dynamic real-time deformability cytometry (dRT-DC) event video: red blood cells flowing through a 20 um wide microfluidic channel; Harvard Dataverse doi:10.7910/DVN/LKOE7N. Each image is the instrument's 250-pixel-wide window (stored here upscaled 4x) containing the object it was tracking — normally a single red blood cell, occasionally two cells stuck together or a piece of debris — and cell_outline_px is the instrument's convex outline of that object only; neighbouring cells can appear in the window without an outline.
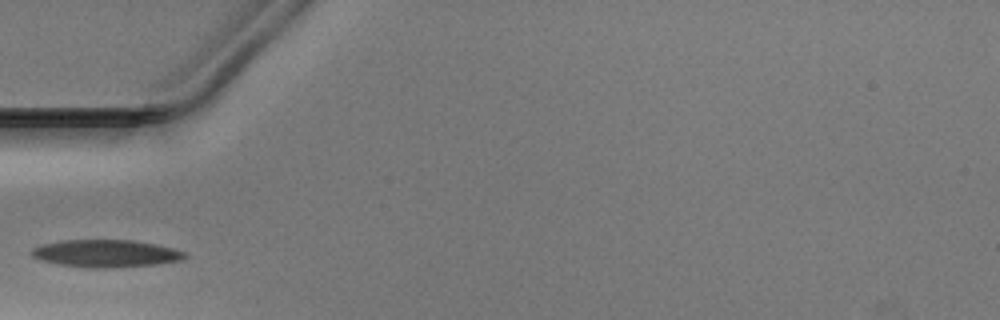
{"species": "Egyptian fruit bat (a non-hibernating species)", "species_latin": "Rousettus aegyptiacus", "temperature_condition": "warm", "stored_images_in_passage": 24, "camera_frame_rate_fps": 3000, "um_per_image_px": 0.085, "animal": {"sex": "male"}, "frame": {"image": 1, "passage_image": 1, "time_ms": 0.0, "image_size_px": [1000, 320], "cell_outline_px": [[188, 256], [184, 260], [156, 264], [120, 268], [92, 268], [60, 264], [40, 260], [32, 256], [28, 252], [32, 248], [44, 244], [64, 240], [132, 240], [156, 244], [172, 248], [184, 252]], "centroid_in_image_um": [9.02, 21.55], "position_along_channel_um": 76.0, "area_um2": 24.62}}
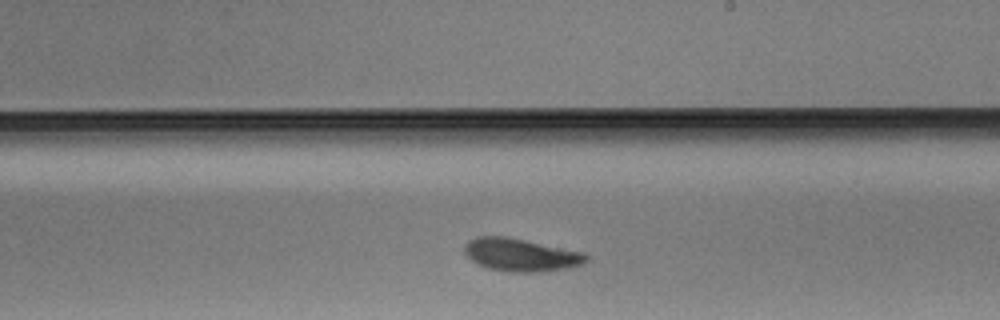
{"frame": {"image": 2, "passage_image": 14, "time_ms": 4.333, "image_size_px": [1000, 320], "cell_outline_px": [[588, 260], [580, 264], [568, 268], [540, 272], [512, 272], [488, 268], [472, 260], [464, 252], [464, 244], [468, 240], [476, 236], [508, 236], [584, 252], [588, 256]], "centroid_in_image_um": [44.27, 21.65], "position_along_channel_um": 244.7, "area_um2": 23.35}}
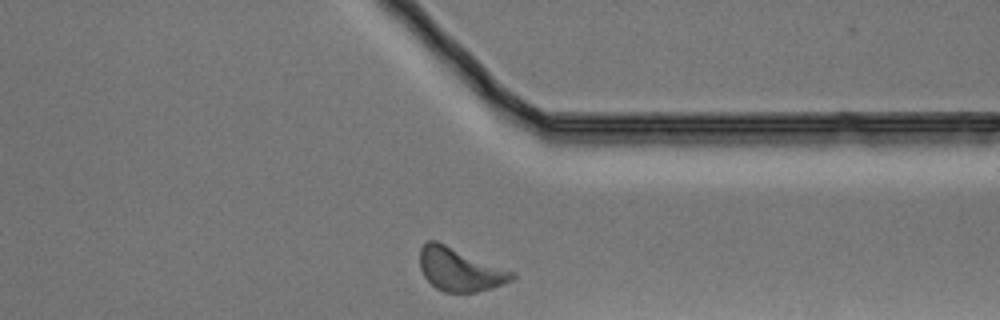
{"frame": {"image": 3, "passage_image": 24, "time_ms": 7.667, "image_size_px": [1000, 320], "cell_outline_px": [[516, 276], [512, 280], [492, 288], [476, 292], [444, 292], [436, 288], [424, 276], [420, 268], [420, 248], [428, 240], [436, 240], [516, 272]], "centroid_in_image_um": [39.1, 22.9], "position_along_channel_um": 372.3, "area_um2": 23.24}}